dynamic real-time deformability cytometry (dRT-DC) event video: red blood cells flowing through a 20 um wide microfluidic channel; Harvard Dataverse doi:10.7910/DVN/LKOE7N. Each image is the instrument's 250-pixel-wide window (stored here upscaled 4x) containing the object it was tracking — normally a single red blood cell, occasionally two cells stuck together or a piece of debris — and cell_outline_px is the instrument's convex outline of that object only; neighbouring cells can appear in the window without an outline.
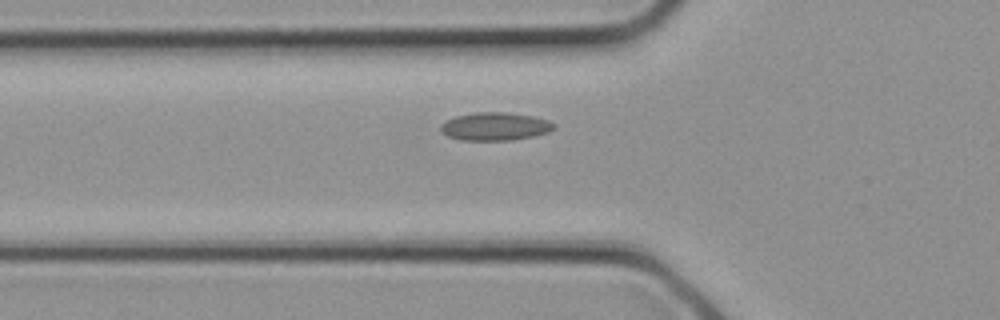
{"species": "common noctule bat (a hibernating species)", "species_latin": "Nyctalus noctula", "temperature_condition": "cold", "stored_images_in_passage": 5, "segment_of_instrument_passage": [1, 2], "camera_frame_rate_fps": 3000, "um_per_image_px": 0.085, "animal": {"sex": "female", "body_mass_g": 21.9}, "frame": {"image": 1, "passage_image": 4, "time_ms": 1.0, "image_size_px": [1000, 320], "cell_outline_px": [[556, 128], [548, 132], [532, 136], [512, 140], [460, 140], [448, 136], [440, 132], [440, 124], [444, 120], [456, 116], [472, 112], [508, 112], [532, 116], [548, 120], [556, 124]], "centroid_in_image_um": [42.05, 10.74], "position_along_channel_um": 83.8, "area_um2": 18.73}}